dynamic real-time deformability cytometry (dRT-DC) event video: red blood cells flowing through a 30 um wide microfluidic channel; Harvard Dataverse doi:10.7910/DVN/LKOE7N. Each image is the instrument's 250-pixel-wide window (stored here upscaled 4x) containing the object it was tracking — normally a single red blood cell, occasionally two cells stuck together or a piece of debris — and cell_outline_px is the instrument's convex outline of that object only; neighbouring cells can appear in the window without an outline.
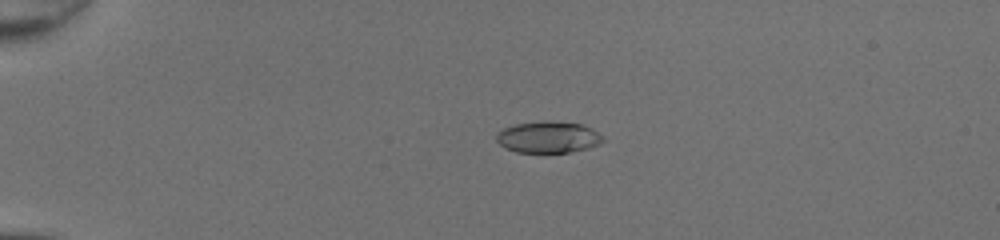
{"species": "common noctule bat (a hibernating species)", "species_latin": "Nyctalus noctula", "temperature_condition": "room temperature", "stored_images_in_passage": 51, "camera_frame_rate_fps": 3000, "um_per_image_px": 0.085, "animal": {"sex": "female", "body_mass_g": 20.0, "forearm_length_mm": 54.0}, "frame": {"image": 1, "passage_image": 14, "time_ms": 4.333, "image_size_px": [1000, 240], "cell_outline_px": [[604, 140], [600, 144], [588, 148], [568, 152], [516, 152], [504, 148], [496, 140], [496, 132], [504, 128], [516, 124], [544, 120], [548, 120], [580, 124], [592, 128], [604, 136]], "centroid_in_image_um": [46.6, 11.65], "position_along_channel_um": 38.4, "area_um2": 19.71}}
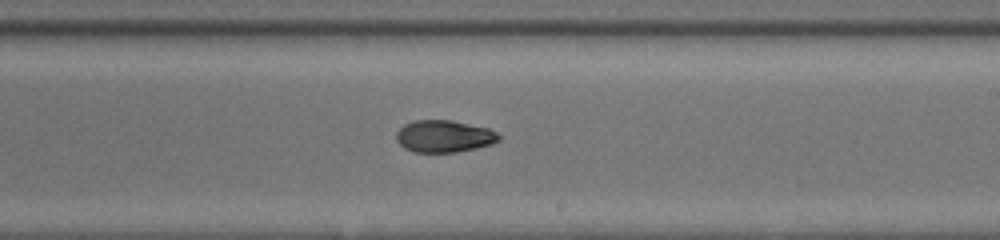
{"frame": {"image": 2, "passage_image": 33, "time_ms": 10.667, "image_size_px": [1000, 240], "cell_outline_px": [[500, 140], [492, 144], [476, 148], [456, 152], [412, 152], [404, 148], [396, 140], [396, 132], [404, 124], [412, 120], [452, 120], [488, 128], [496, 132], [500, 136]], "centroid_in_image_um": [37.73, 11.58], "position_along_channel_um": 251.3, "area_um2": 19.31}}
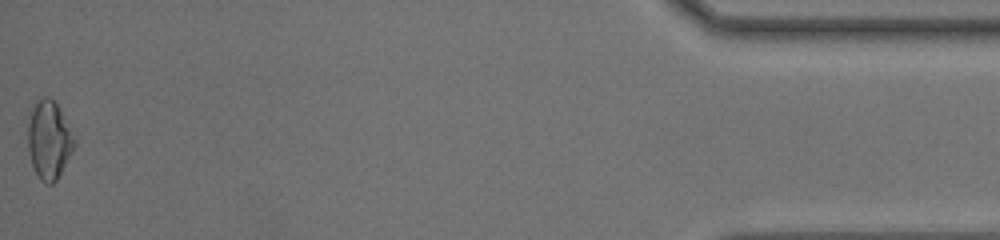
{"frame": {"image": 3, "passage_image": 51, "time_ms": 16.667, "image_size_px": [1000, 240], "cell_outline_px": [[76, 144], [72, 152], [56, 180], [52, 184], [44, 184], [40, 180], [32, 164], [28, 148], [28, 124], [32, 112], [36, 104], [44, 96], [48, 96], [56, 104], [76, 140]], "centroid_in_image_um": [4.17, 11.95], "position_along_channel_um": 431.0, "area_um2": 20.58}, "authors_computed_cell_mechanics": {"area_um2": 19.9988, "velocity_mm_per_s": 4.3509, "shape_relaxation_time_tau1_ms": null, "shape_relaxation_time_tau2_ms": 2.3854, "deformation_change_tau1": null, "deformation_change_tau2": 0.0652}}